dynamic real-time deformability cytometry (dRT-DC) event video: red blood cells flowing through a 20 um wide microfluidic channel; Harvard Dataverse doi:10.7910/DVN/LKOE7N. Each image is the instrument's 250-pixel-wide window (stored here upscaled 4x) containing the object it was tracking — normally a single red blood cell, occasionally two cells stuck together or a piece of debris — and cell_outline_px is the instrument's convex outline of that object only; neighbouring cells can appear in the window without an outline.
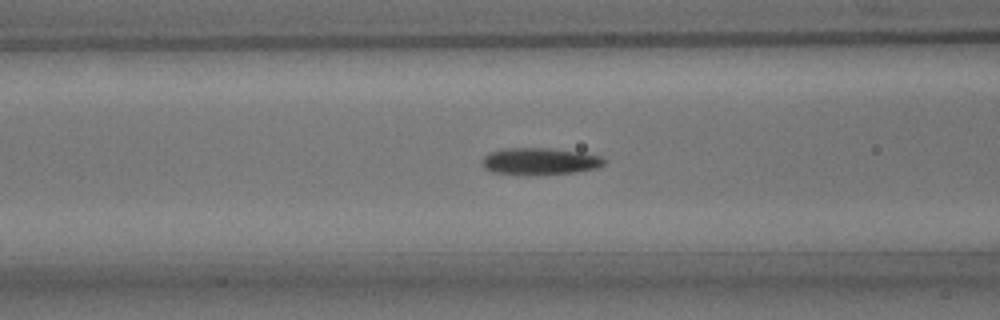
{"species": "common noctule bat (a hibernating species)", "species_latin": "Nyctalus noctula", "temperature_condition": "room temperature", "stored_images_in_passage": 31, "camera_frame_rate_fps": 3000, "um_per_image_px": 0.085, "animal": {"sex": "male", "body_mass_g": 15.6}, "frame": {"image": 1, "passage_image": 8, "time_ms": 2.333, "image_size_px": [1000, 320], "cell_outline_px": [[604, 164], [596, 168], [572, 172], [492, 172], [484, 168], [480, 164], [484, 156], [488, 152], [500, 148], [552, 148], [580, 152], [600, 156], [604, 160]], "centroid_in_image_um": [45.83, 13.65], "position_along_channel_um": 120.8, "area_um2": 18.26}}
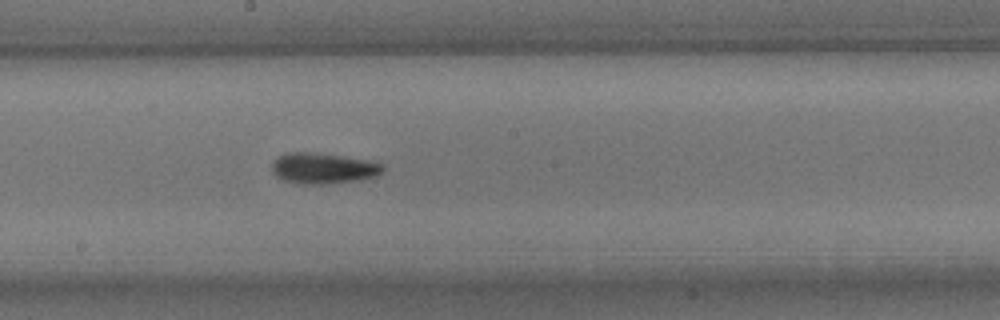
{"frame": {"image": 2, "passage_image": 16, "time_ms": 5.0, "image_size_px": [1000, 320], "cell_outline_px": [[384, 172], [376, 176], [360, 180], [324, 184], [304, 184], [280, 180], [272, 172], [272, 160], [288, 152], [308, 152], [340, 156], [368, 160], [384, 164]], "centroid_in_image_um": [27.47, 14.31], "position_along_channel_um": 220.7, "area_um2": 20.0}}
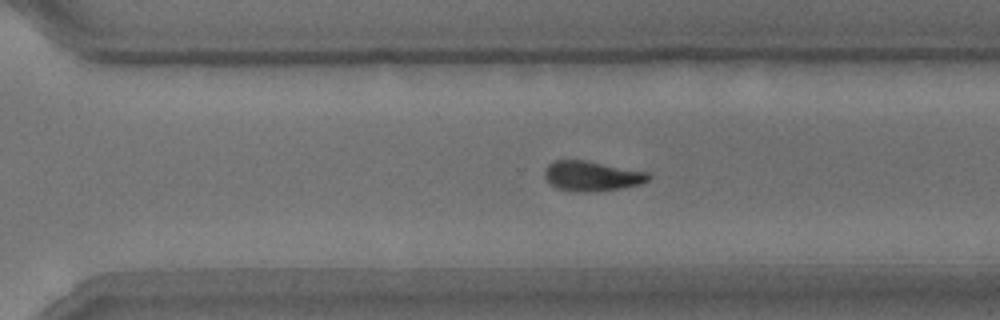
{"frame": {"image": 3, "passage_image": 24, "time_ms": 7.667, "image_size_px": [1000, 320], "cell_outline_px": [[652, 176], [648, 180], [640, 184], [620, 188], [596, 192], [572, 192], [556, 188], [548, 184], [544, 176], [544, 168], [552, 160], [584, 160], [648, 172]], "centroid_in_image_um": [50.24, 14.97], "position_along_channel_um": 320.4, "area_um2": 18.44}, "authors_computed_cell_mechanics": {"area_um2": 18.6694, "velocity_mm_per_s": 3.7442, "shape_relaxation_time_tau1_ms": 3.3033, "shape_relaxation_time_tau2_ms": 6.7403, "deformation_change_tau1": 0.1363, "deformation_change_tau2": 0.1061}}